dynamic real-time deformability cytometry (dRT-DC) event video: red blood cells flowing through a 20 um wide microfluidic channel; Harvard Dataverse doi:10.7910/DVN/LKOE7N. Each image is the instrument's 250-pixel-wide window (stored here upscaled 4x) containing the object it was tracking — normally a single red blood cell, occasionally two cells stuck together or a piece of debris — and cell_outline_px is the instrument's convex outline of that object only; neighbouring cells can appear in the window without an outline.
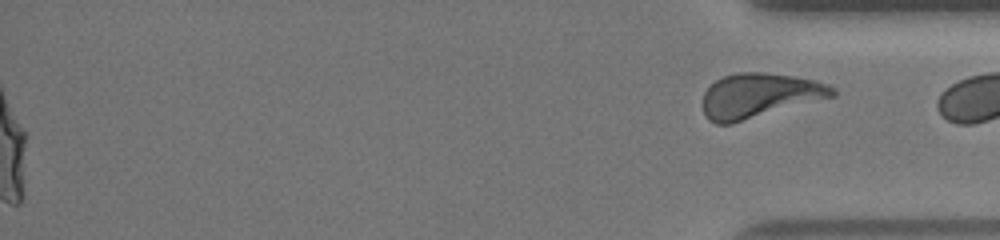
{"species": "human", "species_latin": "Homo sapiens", "temperature_condition": "warm", "stored_images_in_passage": 52, "segment_of_instrument_passage": [2, 2], "camera_frame_rate_fps": 3000, "um_per_image_px": 0.085, "donor": {"sex": "female"}, "frame": {"image": 1, "passage_image": 52, "time_ms": 17.0, "image_size_px": [1000, 240], "cell_outline_px": [[836, 96], [732, 124], [716, 124], [708, 120], [704, 112], [704, 92], [716, 80], [724, 76], [736, 72], [764, 72], [796, 76], [816, 80], [828, 84], [836, 88]], "centroid_in_image_um": [64.59, 8.12], "position_along_channel_um": 370.6, "area_um2": 33.99}}